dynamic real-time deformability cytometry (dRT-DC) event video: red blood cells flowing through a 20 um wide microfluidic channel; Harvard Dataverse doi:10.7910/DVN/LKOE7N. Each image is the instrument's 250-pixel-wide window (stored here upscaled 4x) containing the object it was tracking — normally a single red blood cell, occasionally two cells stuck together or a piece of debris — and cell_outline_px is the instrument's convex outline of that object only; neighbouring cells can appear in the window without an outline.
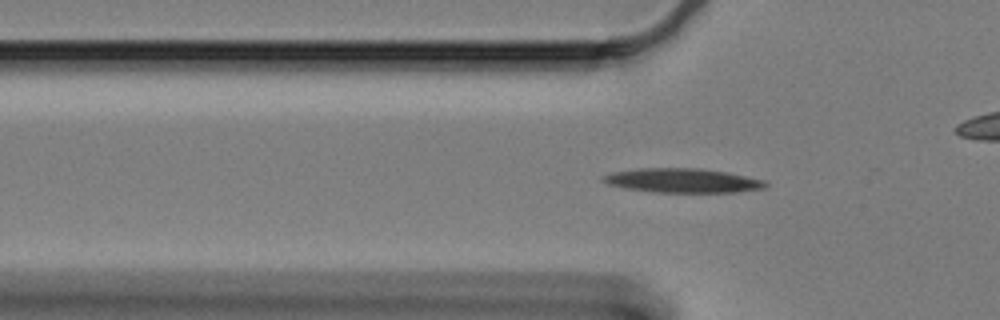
{"species": "Egyptian fruit bat (a non-hibernating species)", "species_latin": "Rousettus aegyptiacus", "temperature_condition": "cold", "stored_images_in_passage": 45, "camera_frame_rate_fps": 3000, "um_per_image_px": 0.085, "animal": {"sex": "female"}, "frame": {"image": 1, "passage_image": 2, "time_ms": 0.333, "image_size_px": [1000, 320], "cell_outline_px": [[768, 184], [764, 188], [736, 192], [652, 192], [624, 188], [608, 184], [600, 180], [600, 176], [612, 172], [636, 168], [700, 168], [728, 172], [764, 180]], "centroid_in_image_um": [57.97, 15.34], "position_along_channel_um": 67.8, "area_um2": 23.12}}
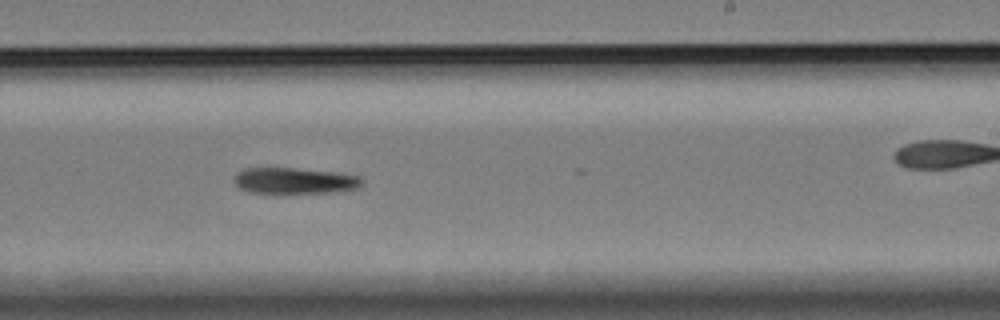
{"frame": {"image": 2, "passage_image": 20, "time_ms": 6.333, "image_size_px": [1000, 320], "cell_outline_px": [[364, 184], [356, 188], [336, 192], [248, 192], [236, 188], [236, 172], [244, 168], [296, 168], [340, 172], [360, 176], [364, 180]], "centroid_in_image_um": [25.08, 15.34], "position_along_channel_um": 263.9, "area_um2": 19.48}}
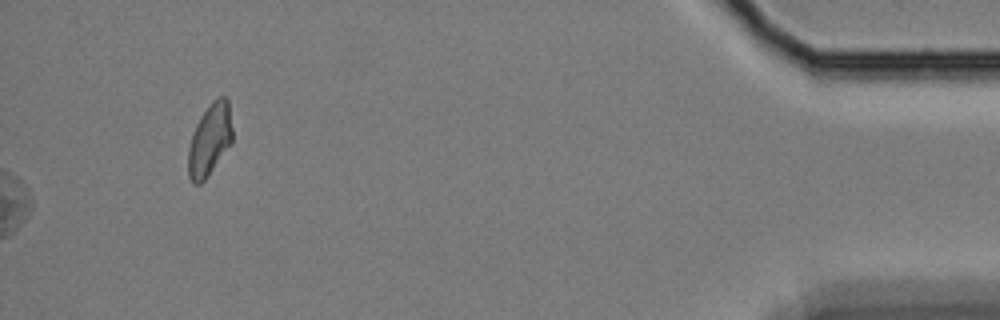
{"frame": {"image": 3, "passage_image": 45, "time_ms": 14.667, "image_size_px": [1000, 320], "cell_outline_px": [[232, 144], [204, 180], [200, 184], [192, 184], [188, 176], [188, 148], [196, 124], [200, 116], [212, 100], [216, 96], [224, 96], [228, 100], [232, 128]], "centroid_in_image_um": [17.83, 11.87], "position_along_channel_um": 417.4, "area_um2": 18.67}, "authors_computed_cell_mechanics": {"area_um2": 21.0392, "velocity_mm_per_s": 3.2734, "shape_relaxation_time_tau1_ms": 3.2549, "shape_relaxation_time_tau2_ms": null, "deformation_change_tau1": 0.1109, "deformation_change_tau2": null}}